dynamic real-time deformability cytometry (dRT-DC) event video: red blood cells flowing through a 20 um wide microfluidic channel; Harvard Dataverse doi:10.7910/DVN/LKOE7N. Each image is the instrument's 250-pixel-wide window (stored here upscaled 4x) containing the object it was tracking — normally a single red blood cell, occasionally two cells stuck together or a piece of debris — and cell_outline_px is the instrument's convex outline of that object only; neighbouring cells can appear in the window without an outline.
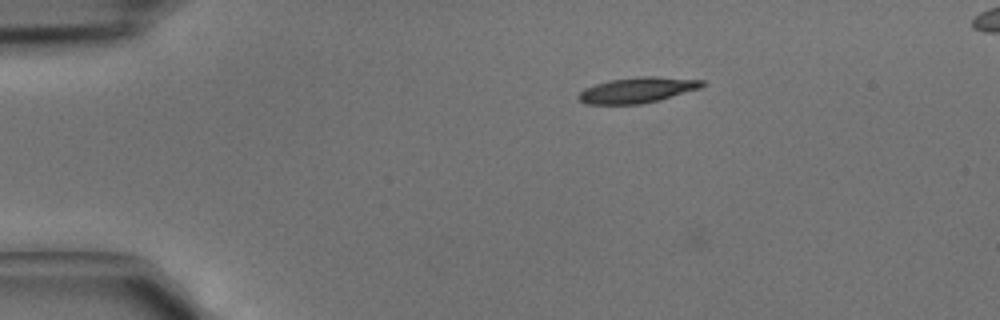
{"species": "common noctule bat (a hibernating species)", "species_latin": "Nyctalus noctula", "temperature_condition": "cold", "stored_images_in_passage": 6, "camera_frame_rate_fps": 3000, "um_per_image_px": 0.085, "animal": {"sex": "male", "body_mass_g": 15.6}, "frame": {"image": 1, "passage_image": 4, "time_ms": 1.0, "image_size_px": [1000, 320], "cell_outline_px": [[704, 84], [700, 88], [660, 100], [640, 104], [584, 104], [576, 96], [584, 88], [608, 80], [640, 76], [656, 76], [704, 80]], "centroid_in_image_um": [54.16, 7.65], "position_along_channel_um": 30.8, "area_um2": 18.5}}